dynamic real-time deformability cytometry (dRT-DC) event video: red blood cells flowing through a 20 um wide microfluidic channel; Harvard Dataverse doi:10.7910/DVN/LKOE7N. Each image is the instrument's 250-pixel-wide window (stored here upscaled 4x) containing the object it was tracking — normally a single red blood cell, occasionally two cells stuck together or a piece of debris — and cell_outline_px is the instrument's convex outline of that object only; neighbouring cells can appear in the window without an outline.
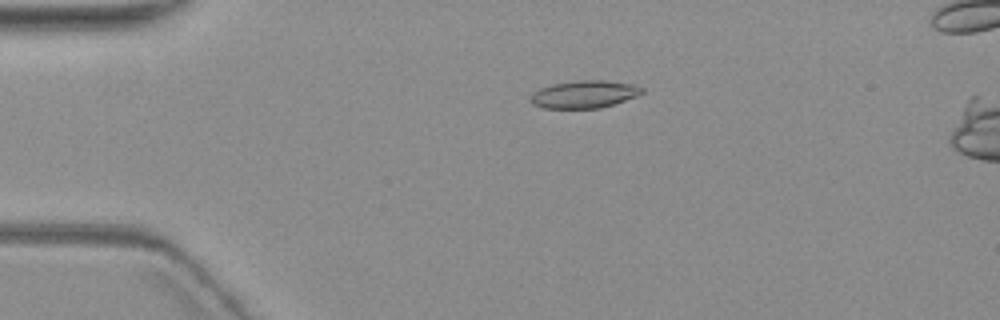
{"species": "common noctule bat (a hibernating species)", "species_latin": "Nyctalus noctula", "temperature_condition": "warm", "stored_images_in_passage": 6, "camera_frame_rate_fps": 3000, "um_per_image_px": 0.085, "animal": {"sex": "female", "body_mass_g": 19.3, "forearm_length_mm": 54.1}, "frame": {"image": 1, "passage_image": 4, "time_ms": 4.0, "image_size_px": [1000, 320], "cell_outline_px": [[644, 92], [636, 96], [600, 108], [544, 108], [532, 104], [532, 92], [540, 88], [552, 84], [576, 80], [604, 80], [636, 84], [644, 88]], "centroid_in_image_um": [49.68, 8.0], "position_along_channel_um": 35.3, "area_um2": 17.86}}